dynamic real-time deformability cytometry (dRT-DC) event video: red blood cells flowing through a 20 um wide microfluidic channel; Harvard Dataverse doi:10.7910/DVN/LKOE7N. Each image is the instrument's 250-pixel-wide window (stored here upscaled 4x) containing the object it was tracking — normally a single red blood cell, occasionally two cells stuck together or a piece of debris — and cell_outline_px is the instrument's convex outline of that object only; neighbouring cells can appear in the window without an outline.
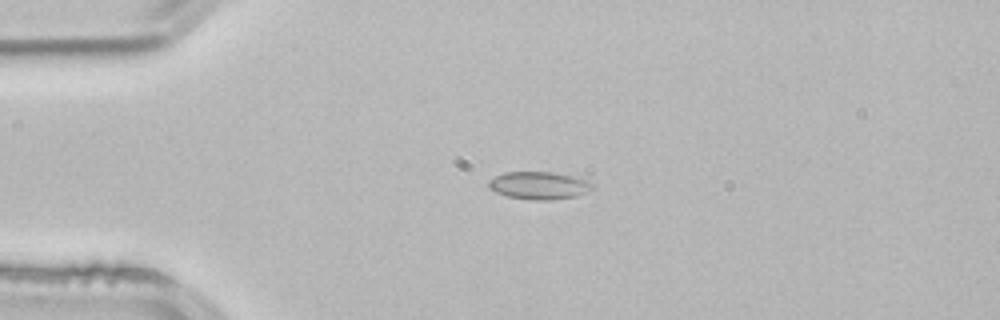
{"species": "common noctule bat (a hibernating species)", "species_latin": "Nyctalus noctula", "temperature_condition": "room temperature", "stored_images_in_passage": 3, "camera_frame_rate_fps": 3000, "um_per_image_px": 0.085, "animal": {"sex": "male", "body_mass_g": 21.5, "forearm_length_mm": 52.0}, "frame": {"image": 1, "passage_image": 2, "time_ms": 0.333, "image_size_px": [1000, 320], "cell_outline_px": [[592, 188], [576, 196], [548, 200], [536, 200], [508, 196], [496, 192], [488, 184], [488, 180], [504, 172], [552, 172], [572, 176], [588, 180], [592, 184]], "centroid_in_image_um": [45.8, 15.75], "position_along_channel_um": 39.2, "area_um2": 16.36}}
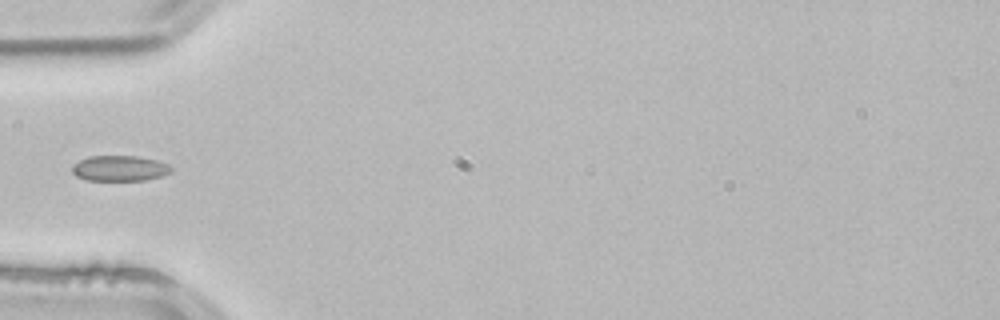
{"frame": {"image": 2, "passage_image": 3, "time_ms": 0.667, "image_size_px": [1000, 320], "cell_outline_px": [[172, 168], [168, 172], [160, 176], [144, 180], [88, 180], [76, 176], [72, 172], [72, 164], [88, 156], [136, 156], [156, 160], [168, 164]], "centroid_in_image_um": [10.12, 14.3], "position_along_channel_um": 74.9, "area_um2": 14.57}}